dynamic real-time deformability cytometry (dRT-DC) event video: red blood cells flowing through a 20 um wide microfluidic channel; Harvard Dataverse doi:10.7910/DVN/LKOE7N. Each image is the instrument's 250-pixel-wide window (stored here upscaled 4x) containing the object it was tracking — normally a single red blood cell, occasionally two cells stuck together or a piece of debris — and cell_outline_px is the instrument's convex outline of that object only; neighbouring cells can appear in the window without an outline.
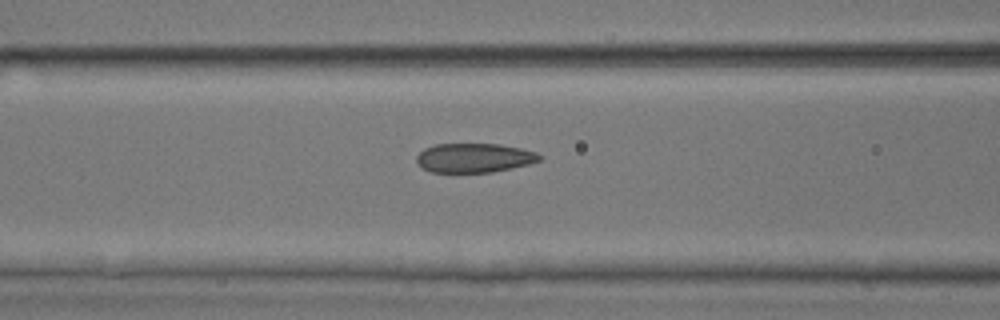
{"species": "common noctule bat (a hibernating species)", "species_latin": "Nyctalus noctula", "temperature_condition": "room temperature", "stored_images_in_passage": 17, "camera_frame_rate_fps": 3000, "um_per_image_px": 0.085, "animal": {"sex": "male", "body_mass_g": 17.9, "forearm_length_mm": 54.2}, "frame": {"image": 1, "passage_image": 15, "time_ms": 4.667, "image_size_px": [1000, 320], "cell_outline_px": [[544, 156], [540, 160], [528, 164], [512, 168], [492, 172], [432, 172], [420, 168], [416, 160], [416, 156], [424, 148], [436, 144], [500, 144], [520, 148], [536, 152]], "centroid_in_image_um": [40.29, 13.42], "position_along_channel_um": 126.3, "area_um2": 21.04}}